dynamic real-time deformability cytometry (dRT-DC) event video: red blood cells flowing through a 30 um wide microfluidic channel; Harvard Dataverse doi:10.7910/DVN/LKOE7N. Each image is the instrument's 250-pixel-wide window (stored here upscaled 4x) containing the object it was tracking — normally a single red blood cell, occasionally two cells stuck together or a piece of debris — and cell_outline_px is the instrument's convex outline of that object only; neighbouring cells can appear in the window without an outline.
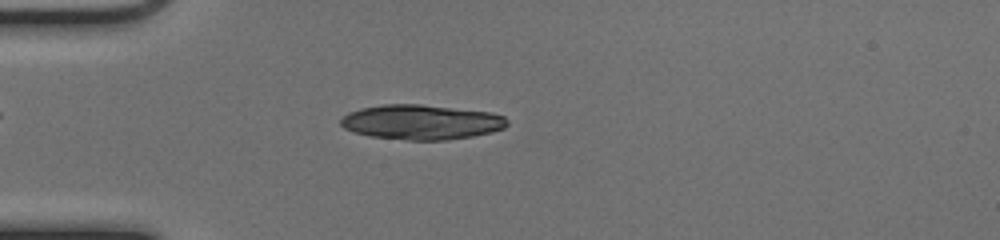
{"species": "common noctule bat (a hibernating species)", "species_latin": "Nyctalus noctula", "temperature_condition": "cold", "stored_images_in_passage": 52, "camera_frame_rate_fps": 3000, "um_per_image_px": 0.085, "animal": {"sex": "female", "body_mass_g": 17.0, "forearm_length_mm": 48.0}, "frame": {"image": 1, "passage_image": 15, "time_ms": 4.667, "image_size_px": [1000, 240], "cell_outline_px": [[508, 124], [504, 128], [492, 132], [472, 136], [444, 140], [408, 140], [368, 136], [352, 132], [344, 128], [340, 124], [340, 116], [348, 112], [360, 108], [384, 104], [420, 104], [492, 112], [504, 116], [508, 120]], "centroid_in_image_um": [35.78, 10.37], "position_along_channel_um": 49.2, "area_um2": 34.1}}